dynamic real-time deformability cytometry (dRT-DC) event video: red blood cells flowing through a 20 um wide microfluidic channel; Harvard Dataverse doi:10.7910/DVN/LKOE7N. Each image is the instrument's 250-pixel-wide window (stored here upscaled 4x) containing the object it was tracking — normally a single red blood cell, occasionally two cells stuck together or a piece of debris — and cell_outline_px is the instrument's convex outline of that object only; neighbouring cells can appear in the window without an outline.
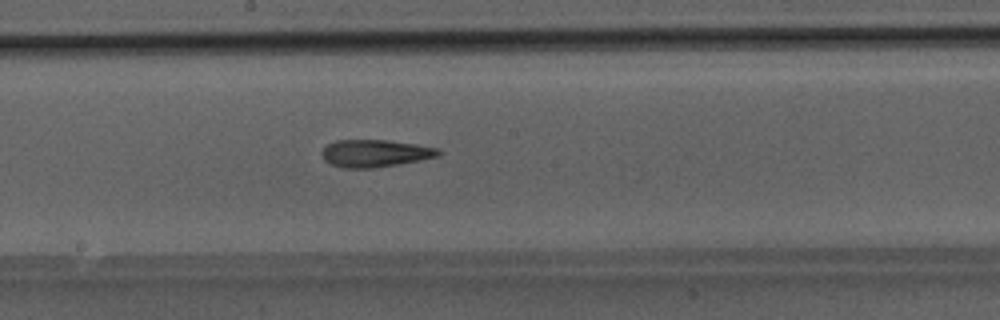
{"species": "Egyptian fruit bat (a non-hibernating species)", "species_latin": "Rousettus aegyptiacus", "temperature_condition": "room temperature", "stored_images_in_passage": 27, "camera_frame_rate_fps": 3000, "um_per_image_px": 0.085, "animal": {"sex": "male"}, "frame": {"image": 1, "passage_image": 12, "time_ms": 3.667, "image_size_px": [1000, 320], "cell_outline_px": [[440, 156], [420, 160], [372, 168], [344, 168], [332, 164], [324, 160], [320, 152], [328, 144], [336, 140], [388, 140], [416, 144], [436, 148], [440, 152]], "centroid_in_image_um": [31.85, 13.02], "position_along_channel_um": 216.3, "area_um2": 18.44}}